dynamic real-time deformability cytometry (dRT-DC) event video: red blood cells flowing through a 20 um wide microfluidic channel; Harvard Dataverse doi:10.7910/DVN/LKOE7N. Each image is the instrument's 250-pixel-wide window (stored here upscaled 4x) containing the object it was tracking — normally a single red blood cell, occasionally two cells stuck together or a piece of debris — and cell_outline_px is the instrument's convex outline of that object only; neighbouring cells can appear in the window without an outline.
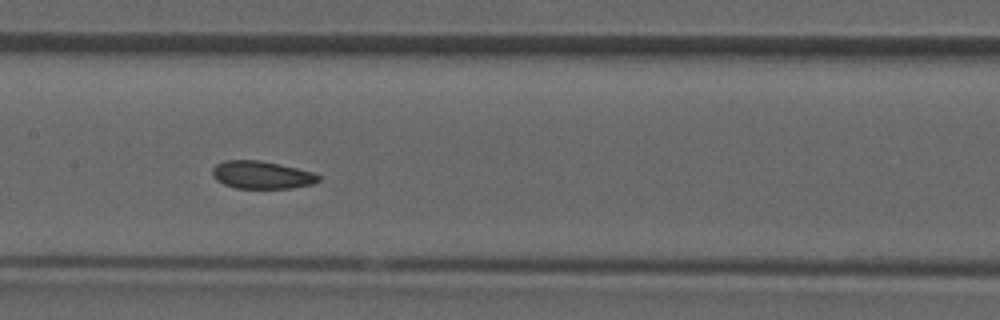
{"species": "common noctule bat (a hibernating species)", "species_latin": "Nyctalus noctula", "temperature_condition": "room temperature", "stored_images_in_passage": 34, "camera_frame_rate_fps": 3000, "um_per_image_px": 0.085, "animal": {"sex": "male", "forearm_length_mm": 52.5}, "frame": {"image": 1, "passage_image": 15, "time_ms": 4.667, "image_size_px": [1000, 320], "cell_outline_px": [[320, 180], [312, 184], [292, 188], [236, 188], [224, 184], [216, 180], [212, 176], [212, 168], [216, 164], [224, 160], [260, 160], [280, 164], [312, 172], [320, 176]], "centroid_in_image_um": [22.22, 14.86], "position_along_channel_um": 185.2, "area_um2": 17.17}}
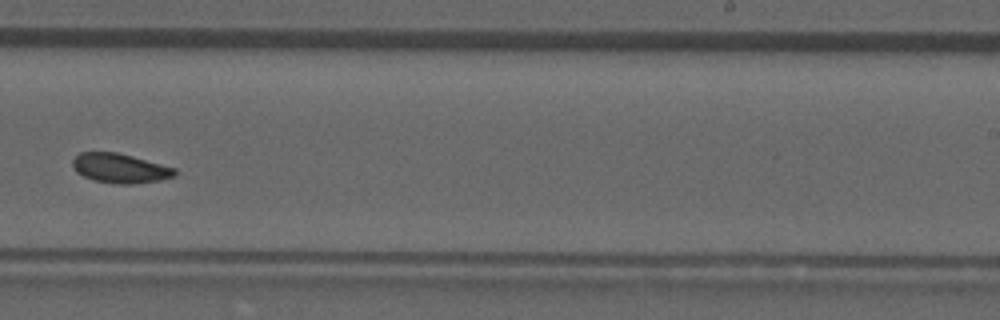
{"frame": {"image": 2, "passage_image": 20, "time_ms": 6.333, "image_size_px": [1000, 320], "cell_outline_px": [[176, 176], [160, 180], [132, 184], [116, 184], [92, 180], [76, 172], [72, 164], [72, 160], [80, 152], [116, 152], [132, 156], [176, 168]], "centroid_in_image_um": [10.2, 14.3], "position_along_channel_um": 278.8, "area_um2": 17.57}}